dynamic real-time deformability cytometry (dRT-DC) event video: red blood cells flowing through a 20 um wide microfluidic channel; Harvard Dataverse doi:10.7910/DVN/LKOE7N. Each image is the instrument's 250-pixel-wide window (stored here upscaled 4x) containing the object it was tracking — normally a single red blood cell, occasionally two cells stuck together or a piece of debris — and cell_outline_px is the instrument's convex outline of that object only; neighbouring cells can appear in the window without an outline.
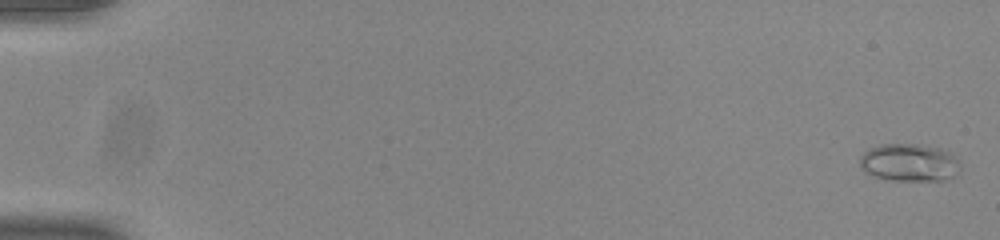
{"species": "common noctule bat (a hibernating species)", "species_latin": "Nyctalus noctula", "temperature_condition": "room temperature", "stored_images_in_passage": 55, "camera_frame_rate_fps": 3000, "um_per_image_px": 0.085, "animal": {"sex": "male", "body_mass_g": 20.0, "forearm_length_mm": 53.3}, "frame": {"image": 1, "passage_image": 2, "time_ms": 0.333, "image_size_px": [1000, 240], "cell_outline_px": [[960, 168], [952, 176], [940, 180], [888, 180], [864, 172], [860, 168], [860, 156], [868, 148], [880, 144], [916, 144], [940, 148], [952, 152], [960, 160]], "centroid_in_image_um": [77.28, 13.8], "position_along_channel_um": 7.7, "area_um2": 22.2}}
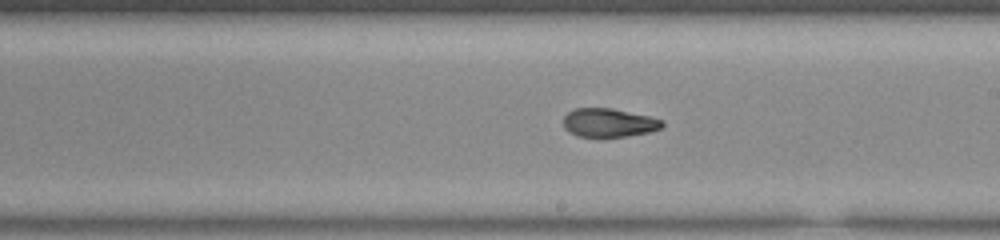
{"frame": {"image": 2, "passage_image": 33, "time_ms": 10.667, "image_size_px": [1000, 240], "cell_outline_px": [[664, 124], [660, 128], [648, 132], [628, 136], [604, 140], [576, 136], [568, 132], [564, 128], [564, 116], [568, 112], [576, 108], [612, 108], [648, 116], [664, 120]], "centroid_in_image_um": [51.71, 10.48], "position_along_channel_um": 237.3, "area_um2": 17.11}}
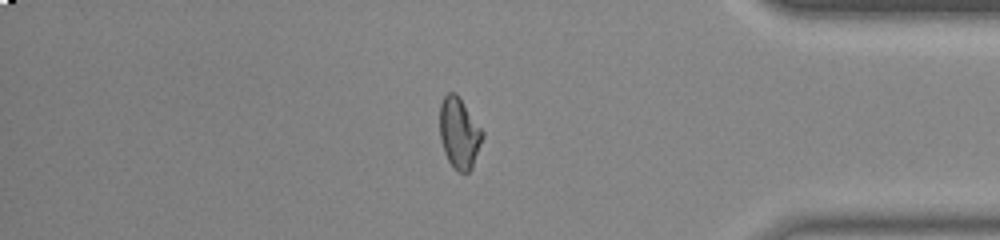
{"frame": {"image": 3, "passage_image": 47, "time_ms": 15.333, "image_size_px": [1000, 240], "cell_outline_px": [[484, 136], [472, 168], [468, 172], [456, 172], [448, 160], [444, 152], [440, 140], [440, 104], [444, 96], [448, 92], [456, 92], [484, 132]], "centroid_in_image_um": [39.03, 11.32], "position_along_channel_um": 396.2, "area_um2": 17.74}, "authors_computed_cell_mechanics": {"area_um2": 17.5712, "velocity_mm_per_s": 3.9019, "shape_relaxation_time_tau1_ms": null, "shape_relaxation_time_tau2_ms": 3.0598, "deformation_change_tau1": null, "deformation_change_tau2": 0.0887}}